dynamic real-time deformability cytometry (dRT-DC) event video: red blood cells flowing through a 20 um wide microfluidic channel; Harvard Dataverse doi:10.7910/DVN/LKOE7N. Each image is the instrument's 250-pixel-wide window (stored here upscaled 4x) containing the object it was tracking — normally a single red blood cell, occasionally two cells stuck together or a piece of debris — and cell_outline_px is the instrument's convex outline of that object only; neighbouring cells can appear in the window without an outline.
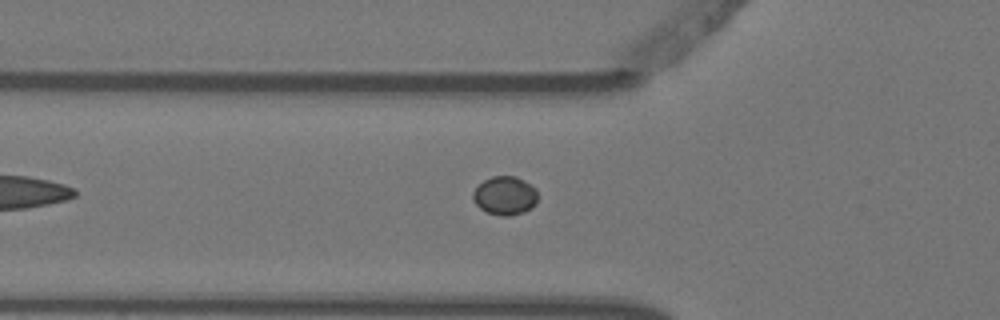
{"species": "Egyptian fruit bat (a non-hibernating species)", "species_latin": "Rousettus aegyptiacus", "temperature_condition": "warm", "stored_images_in_passage": 4, "camera_frame_rate_fps": 3000, "um_per_image_px": 0.085, "animal": {"sex": "female"}, "frame": {"image": 1, "passage_image": 3, "time_ms": 0.667, "image_size_px": [1000, 320], "cell_outline_px": [[536, 204], [524, 212], [508, 216], [500, 216], [488, 212], [480, 208], [476, 204], [472, 196], [472, 192], [484, 180], [492, 176], [516, 176], [524, 180], [536, 188]], "centroid_in_image_um": [42.92, 16.62], "position_along_channel_um": 82.9, "area_um2": 14.51}}
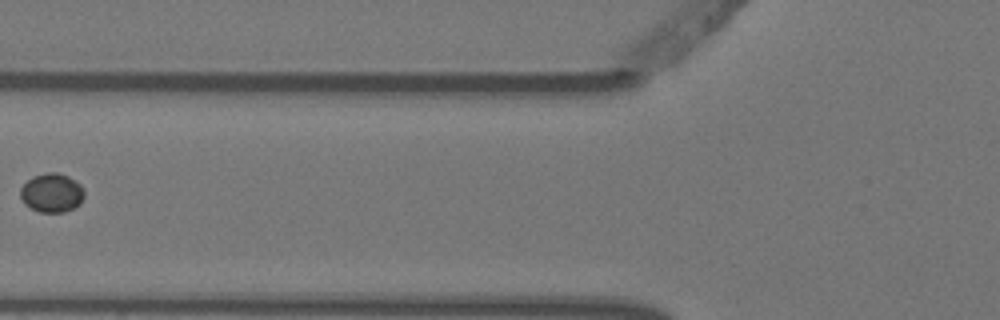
{"frame": {"image": 2, "passage_image": 4, "time_ms": 1.0, "image_size_px": [1000, 320], "cell_outline_px": [[84, 196], [80, 204], [64, 212], [40, 212], [24, 204], [20, 196], [20, 188], [32, 176], [48, 172], [56, 172], [68, 176], [80, 184], [84, 188]], "centroid_in_image_um": [4.4, 16.38], "position_along_channel_um": 121.4, "area_um2": 14.51}}